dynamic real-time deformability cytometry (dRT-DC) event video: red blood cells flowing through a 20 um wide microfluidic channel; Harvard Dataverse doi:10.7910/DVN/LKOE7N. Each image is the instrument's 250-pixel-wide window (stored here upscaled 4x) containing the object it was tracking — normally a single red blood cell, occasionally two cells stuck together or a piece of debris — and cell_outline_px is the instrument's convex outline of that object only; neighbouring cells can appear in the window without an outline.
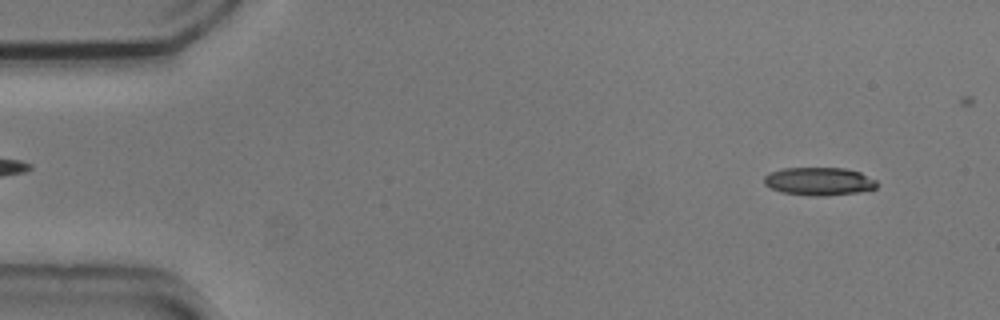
{"species": "common noctule bat (a hibernating species)", "species_latin": "Nyctalus noctula", "temperature_condition": "cold", "stored_images_in_passage": 5, "camera_frame_rate_fps": 3000, "um_per_image_px": 0.085, "animal": {"sex": "male", "body_mass_g": 20.5, "forearm_length_mm": 52.5}, "frame": {"image": 1, "passage_image": 1, "time_ms": 0.0, "image_size_px": [1000, 320], "cell_outline_px": [[880, 184], [876, 188], [856, 192], [824, 196], [808, 196], [780, 192], [764, 184], [764, 176], [768, 172], [784, 168], [844, 168], [860, 172], [876, 180]], "centroid_in_image_um": [69.6, 15.41], "position_along_channel_um": 15.4, "area_um2": 18.55}}
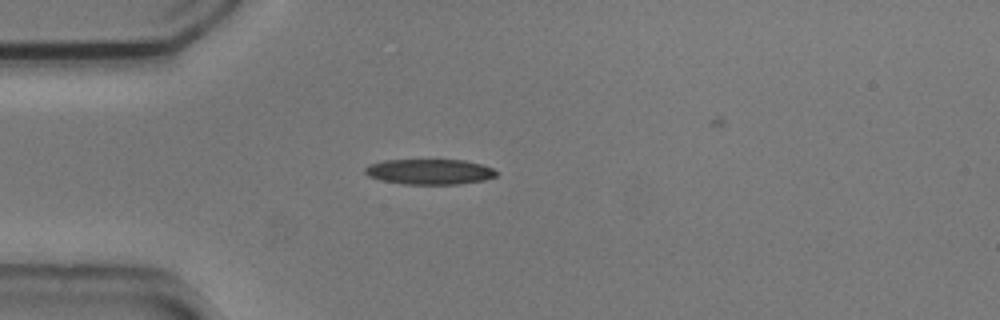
{"frame": {"image": 2, "passage_image": 4, "time_ms": 1.0, "image_size_px": [1000, 320], "cell_outline_px": [[496, 176], [484, 180], [460, 184], [404, 184], [384, 180], [368, 176], [364, 172], [364, 168], [368, 164], [384, 160], [464, 160], [480, 164], [492, 168], [496, 172]], "centroid_in_image_um": [36.49, 14.59], "position_along_channel_um": 48.5, "area_um2": 19.31}}